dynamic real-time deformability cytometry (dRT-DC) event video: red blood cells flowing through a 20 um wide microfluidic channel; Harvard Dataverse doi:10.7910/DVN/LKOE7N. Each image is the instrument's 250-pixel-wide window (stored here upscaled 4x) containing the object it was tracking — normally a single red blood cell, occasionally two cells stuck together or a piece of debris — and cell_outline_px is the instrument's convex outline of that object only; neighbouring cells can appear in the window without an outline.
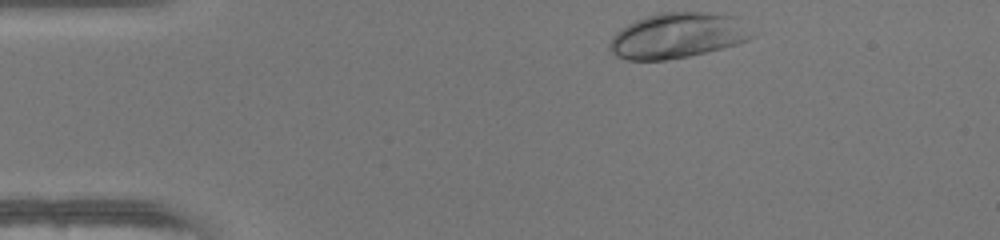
{"species": "human", "species_latin": "Homo sapiens", "temperature_condition": "warm", "stored_images_in_passage": 33, "camera_frame_rate_fps": 3000, "um_per_image_px": 0.085, "donor": {"sex": "female"}, "frame": {"image": 1, "passage_image": 1, "time_ms": 0.0, "image_size_px": [1000, 240], "cell_outline_px": [[752, 36], [748, 40], [736, 44], [688, 56], [664, 60], [624, 60], [616, 56], [608, 48], [608, 44], [612, 36], [616, 32], [628, 24], [644, 16], [660, 12], [708, 12], [732, 16]], "centroid_in_image_um": [57.46, 3.03], "position_along_channel_um": 27.5, "area_um2": 36.99}}
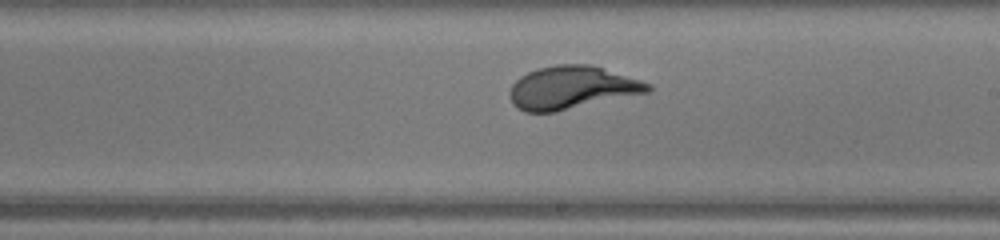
{"frame": {"image": 2, "passage_image": 21, "time_ms": 6.667, "image_size_px": [1000, 240], "cell_outline_px": [[652, 92], [556, 112], [524, 112], [516, 108], [512, 104], [508, 92], [512, 84], [520, 76], [536, 68], [556, 64], [592, 64], [652, 84]], "centroid_in_image_um": [48.6, 7.45], "position_along_channel_um": 240.4, "area_um2": 35.14}}
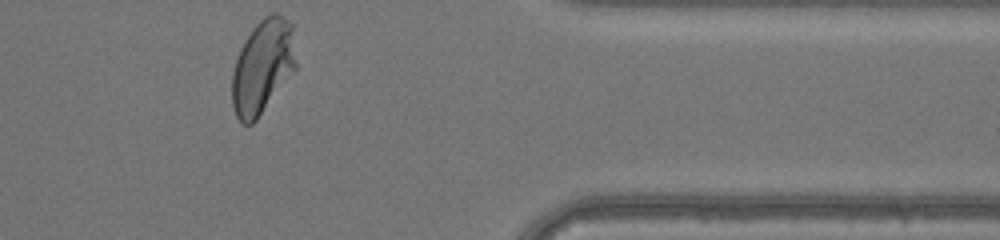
{"frame": {"image": 3, "passage_image": 33, "time_ms": 10.667, "image_size_px": [1000, 240], "cell_outline_px": [[296, 68], [256, 120], [252, 124], [244, 124], [236, 116], [232, 104], [232, 72], [240, 48], [256, 24], [264, 16], [272, 12], [276, 12], [284, 16], [292, 24], [296, 64]], "centroid_in_image_um": [22.32, 5.64], "position_along_channel_um": 389.1, "area_um2": 34.8}, "authors_computed_cell_mechanics": {"area_um2": 34.2176, "velocity_mm_per_s": 4.2188, "shape_relaxation_time_tau1_ms": 3.0334, "shape_relaxation_time_tau2_ms": null, "deformation_change_tau1": 0.2179, "deformation_change_tau2": null}}